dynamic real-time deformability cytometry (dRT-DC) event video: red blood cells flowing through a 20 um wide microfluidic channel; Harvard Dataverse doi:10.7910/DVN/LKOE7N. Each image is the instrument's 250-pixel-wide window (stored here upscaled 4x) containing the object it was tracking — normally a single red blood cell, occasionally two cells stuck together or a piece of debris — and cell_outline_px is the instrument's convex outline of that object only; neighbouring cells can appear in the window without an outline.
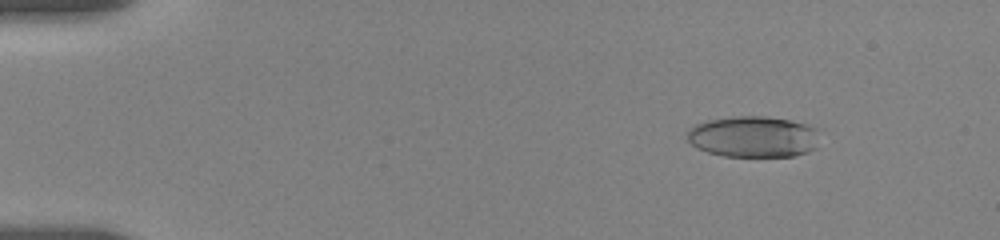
{"species": "human", "species_latin": "Homo sapiens", "temperature_condition": "room temperature", "stored_images_in_passage": 38, "camera_frame_rate_fps": 3000, "um_per_image_px": 0.085, "donor": {"sex": "female"}, "frame": {"image": 1, "passage_image": 6, "time_ms": 1.667, "image_size_px": [1000, 240], "cell_outline_px": [[816, 148], [808, 152], [792, 156], [724, 156], [708, 152], [696, 148], [688, 140], [688, 128], [696, 124], [708, 120], [732, 116], [764, 116], [792, 120], [808, 124], [816, 128]], "centroid_in_image_um": [64.02, 11.61], "position_along_channel_um": 21.0, "area_um2": 31.85}}
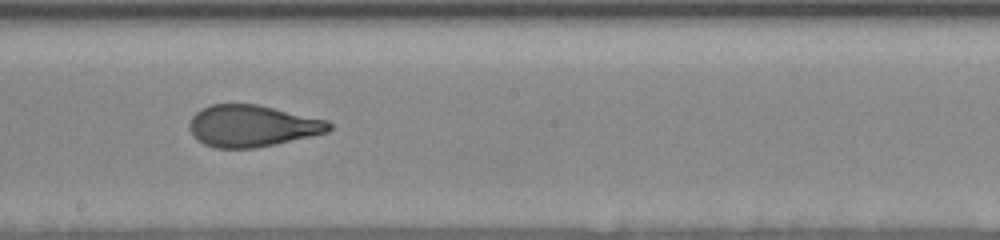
{"frame": {"image": 2, "passage_image": 23, "time_ms": 10.0, "image_size_px": [1000, 240], "cell_outline_px": [[332, 128], [328, 132], [256, 148], [216, 148], [204, 144], [188, 128], [188, 124], [192, 116], [200, 108], [212, 104], [256, 104], [328, 120], [332, 124]], "centroid_in_image_um": [21.43, 10.69], "position_along_channel_um": 226.8, "area_um2": 33.76}}
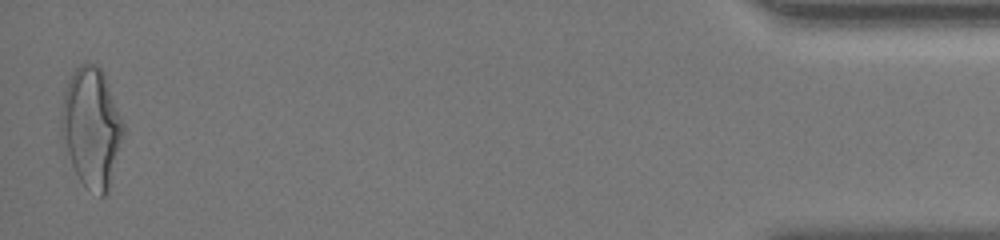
{"frame": {"image": 3, "passage_image": 38, "time_ms": 17.667, "image_size_px": [1000, 240], "cell_outline_px": [[124, 132], [108, 192], [104, 196], [100, 196], [84, 184], [80, 180], [72, 164], [60, 136], [60, 112], [64, 92], [72, 72], [80, 64], [96, 64], [104, 72], [124, 124]], "centroid_in_image_um": [7.76, 10.8], "position_along_channel_um": 427.4, "area_um2": 43.06}, "authors_computed_cell_mechanics": {"area_um2": 34.0153, "velocity_mm_per_s": 3.6594, "shape_relaxation_time_tau1_ms": 5.8433, "shape_relaxation_time_tau2_ms": 1.1896, "deformation_change_tau1": 0.2101, "deformation_change_tau2": 0.0859}}